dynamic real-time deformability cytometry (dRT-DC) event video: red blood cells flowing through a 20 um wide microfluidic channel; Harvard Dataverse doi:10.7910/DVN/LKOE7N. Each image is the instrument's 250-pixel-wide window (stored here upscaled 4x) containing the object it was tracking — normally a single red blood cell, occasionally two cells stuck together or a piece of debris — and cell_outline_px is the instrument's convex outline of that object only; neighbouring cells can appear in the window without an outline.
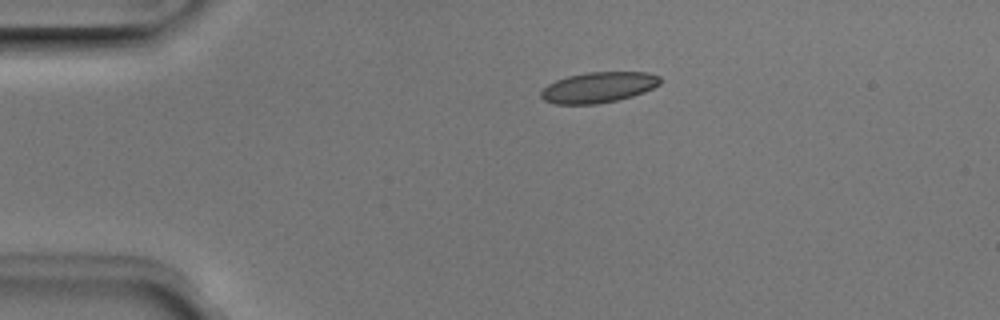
{"species": "Egyptian fruit bat (a non-hibernating species)", "species_latin": "Rousettus aegyptiacus", "temperature_condition": "room temperature", "stored_images_in_passage": 3, "camera_frame_rate_fps": 3000, "um_per_image_px": 0.085, "animal": {"sex": "male"}, "frame": {"image": 1, "passage_image": 1, "time_ms": 0.0, "image_size_px": [1000, 320], "cell_outline_px": [[660, 84], [644, 92], [632, 96], [616, 100], [596, 104], [556, 104], [544, 100], [540, 96], [540, 92], [548, 84], [556, 80], [568, 76], [588, 72], [648, 72], [660, 76]], "centroid_in_image_um": [50.86, 7.42], "position_along_channel_um": 34.1, "area_um2": 21.21}}
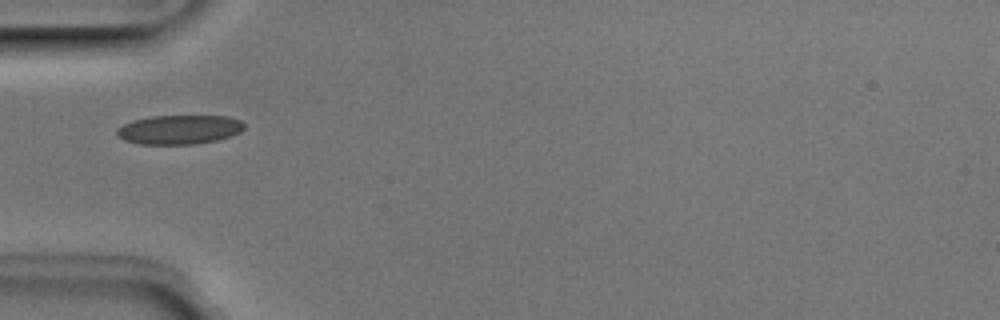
{"frame": {"image": 2, "passage_image": 3, "time_ms": 0.667, "image_size_px": [1000, 320], "cell_outline_px": [[244, 128], [240, 132], [232, 136], [216, 140], [196, 144], [140, 144], [124, 140], [116, 132], [116, 128], [132, 120], [152, 116], [228, 116], [240, 120], [244, 124]], "centroid_in_image_um": [15.25, 11.01], "position_along_channel_um": 69.8, "area_um2": 21.68}}